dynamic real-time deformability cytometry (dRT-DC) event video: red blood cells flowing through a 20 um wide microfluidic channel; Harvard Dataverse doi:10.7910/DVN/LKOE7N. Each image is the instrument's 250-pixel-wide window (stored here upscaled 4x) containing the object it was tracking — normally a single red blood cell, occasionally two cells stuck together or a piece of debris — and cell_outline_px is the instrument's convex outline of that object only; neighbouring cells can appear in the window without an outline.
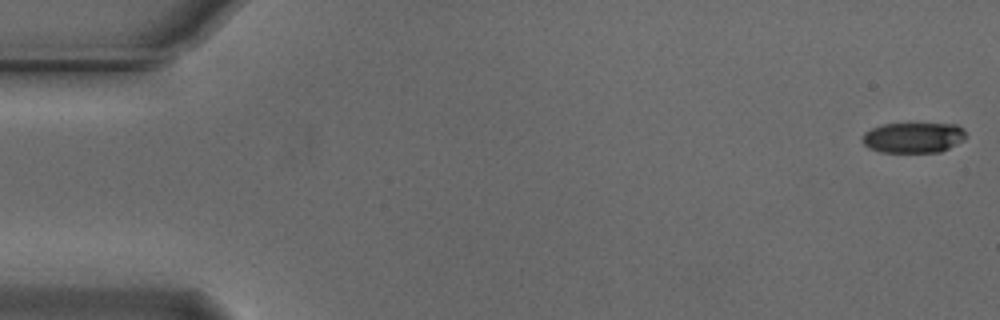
{"species": "Egyptian fruit bat (a non-hibernating species)", "species_latin": "Rousettus aegyptiacus", "temperature_condition": "cold", "stored_images_in_passage": 49, "camera_frame_rate_fps": 3000, "um_per_image_px": 0.085, "animal": {"sex": "male"}, "frame": {"image": 1, "passage_image": 1, "time_ms": 0.0, "image_size_px": [1000, 320], "cell_outline_px": [[968, 136], [964, 140], [940, 152], [880, 152], [868, 148], [860, 140], [864, 132], [872, 128], [884, 124], [956, 124], [964, 128]], "centroid_in_image_um": [77.64, 11.7], "position_along_channel_um": 7.4, "area_um2": 18.55}}
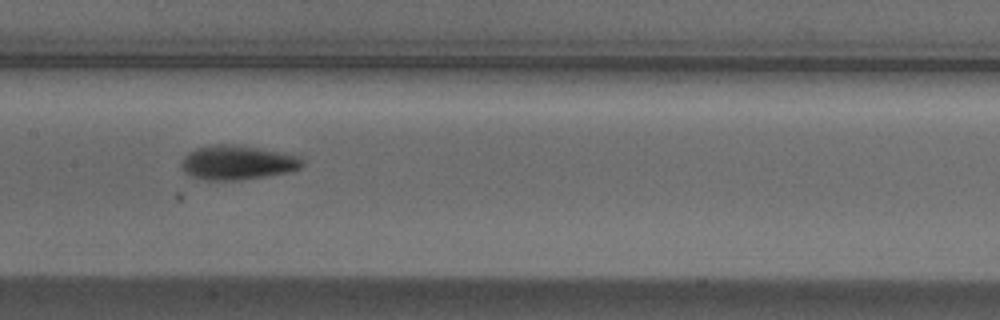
{"frame": {"image": 2, "passage_image": 27, "time_ms": 8.667, "image_size_px": [1000, 320], "cell_outline_px": [[304, 164], [300, 168], [292, 172], [236, 180], [204, 180], [192, 176], [184, 172], [180, 168], [180, 164], [184, 156], [188, 152], [196, 148], [216, 144], [228, 144], [256, 148], [296, 156]], "centroid_in_image_um": [20.1, 13.83], "position_along_channel_um": 187.3, "area_um2": 23.81}}
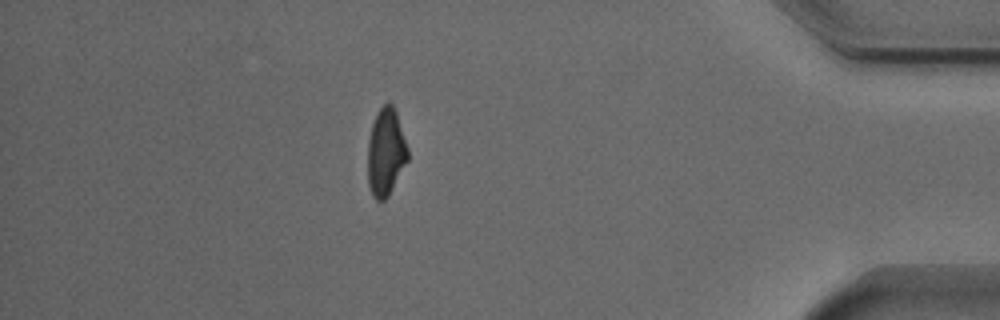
{"frame": {"image": 3, "passage_image": 48, "time_ms": 15.667, "image_size_px": [1000, 320], "cell_outline_px": [[408, 160], [388, 196], [384, 200], [376, 200], [372, 196], [368, 184], [368, 140], [372, 124], [376, 112], [388, 100], [392, 104], [396, 112], [408, 148]], "centroid_in_image_um": [32.78, 12.92], "position_along_channel_um": 402.4, "area_um2": 20.46}}